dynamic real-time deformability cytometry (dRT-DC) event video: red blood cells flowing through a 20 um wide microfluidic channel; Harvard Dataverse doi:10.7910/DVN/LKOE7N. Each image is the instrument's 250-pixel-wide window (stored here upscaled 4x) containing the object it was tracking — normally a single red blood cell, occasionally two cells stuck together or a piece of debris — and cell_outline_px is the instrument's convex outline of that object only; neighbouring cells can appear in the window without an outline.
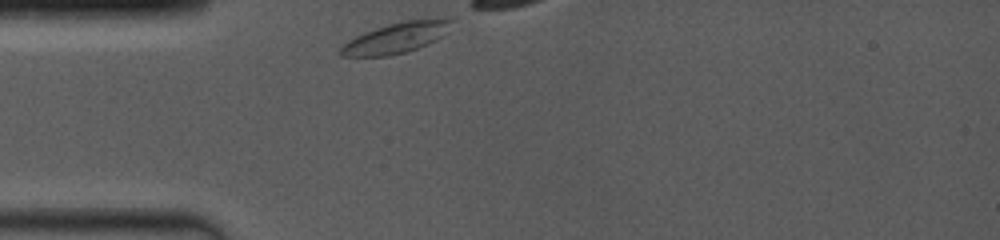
{"species": "common noctule bat (a hibernating species)", "species_latin": "Nyctalus noctula", "temperature_condition": "room temperature", "stored_images_in_passage": 5, "camera_frame_rate_fps": 4000, "um_per_image_px": 0.085, "animal": {"sex": "female", "body_mass_g": 19.0, "forearm_length_mm": 53.3}, "frame": {"image": 1, "passage_image": 1, "time_ms": 0.0, "image_size_px": [1000, 240], "cell_outline_px": [[452, 20], [440, 36], [436, 40], [428, 44], [408, 52], [388, 56], [340, 56], [340, 48], [348, 40], [364, 32], [388, 24], [404, 20], [444, 16]], "centroid_in_image_um": [33.67, 3.2], "position_along_channel_um": 51.3, "area_um2": 19.77}}
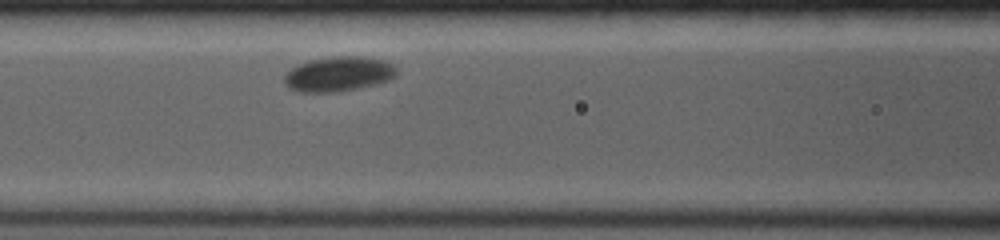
{"frame": {"image": 2, "passage_image": 5, "time_ms": 3.5, "image_size_px": [1000, 240], "cell_outline_px": [[396, 76], [388, 80], [376, 84], [340, 92], [300, 92], [288, 88], [284, 84], [284, 76], [292, 68], [300, 64], [312, 60], [336, 56], [364, 56], [380, 60], [392, 64], [396, 68]], "centroid_in_image_um": [28.77, 6.3], "position_along_channel_um": 137.8, "area_um2": 22.66}}